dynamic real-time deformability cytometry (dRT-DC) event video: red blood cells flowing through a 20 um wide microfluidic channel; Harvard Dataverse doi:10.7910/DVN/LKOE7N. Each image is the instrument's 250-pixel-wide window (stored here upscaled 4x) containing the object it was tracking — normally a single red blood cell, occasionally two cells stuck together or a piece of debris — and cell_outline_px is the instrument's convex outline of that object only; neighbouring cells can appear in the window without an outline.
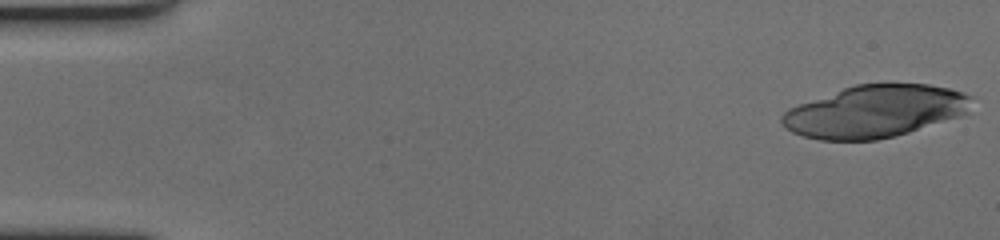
{"species": "human", "species_latin": "Homo sapiens", "temperature_condition": "cold", "stored_images_in_passage": 45, "camera_frame_rate_fps": 3000, "um_per_image_px": 0.085, "donor": {"sex": "female"}, "frame": {"image": 1, "passage_image": 1, "time_ms": 0.0, "image_size_px": [1000, 240], "cell_outline_px": [[972, 96], [968, 112], [960, 116], [908, 132], [876, 140], [820, 140], [804, 136], [792, 132], [780, 120], [780, 116], [788, 108], [844, 88], [856, 84], [928, 84], [952, 88], [964, 92]], "centroid_in_image_um": [74.39, 9.46], "position_along_channel_um": 10.6, "area_um2": 57.34}}